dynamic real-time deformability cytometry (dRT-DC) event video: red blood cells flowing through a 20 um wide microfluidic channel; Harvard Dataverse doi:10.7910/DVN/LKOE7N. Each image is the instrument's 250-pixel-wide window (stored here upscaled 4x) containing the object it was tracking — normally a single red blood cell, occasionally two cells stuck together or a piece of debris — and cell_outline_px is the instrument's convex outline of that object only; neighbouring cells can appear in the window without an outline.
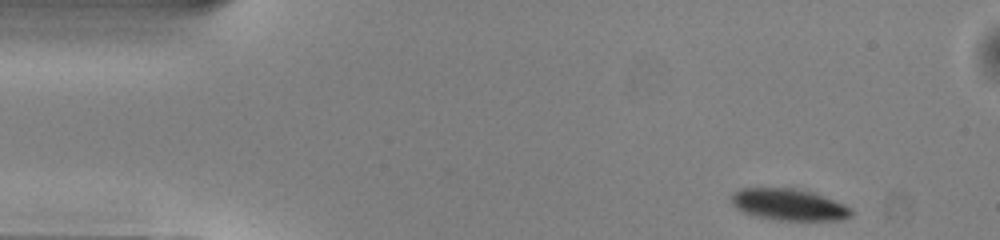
{"species": "common noctule bat (a hibernating species)", "species_latin": "Nyctalus noctula", "temperature_condition": "warm", "stored_images_in_passage": 47, "camera_frame_rate_fps": 3000, "um_per_image_px": 0.085, "animal": {"sex": "male", "body_mass_g": 13.0, "forearm_length_mm": 53.1}, "frame": {"image": 1, "passage_image": 1, "time_ms": 0.0, "image_size_px": [1000, 240], "cell_outline_px": [[852, 216], [840, 220], [780, 220], [756, 216], [744, 212], [736, 208], [732, 204], [732, 192], [740, 188], [792, 188], [812, 192], [824, 196], [844, 204], [852, 208]], "centroid_in_image_um": [67.06, 17.39], "position_along_channel_um": 17.9, "area_um2": 22.02}}
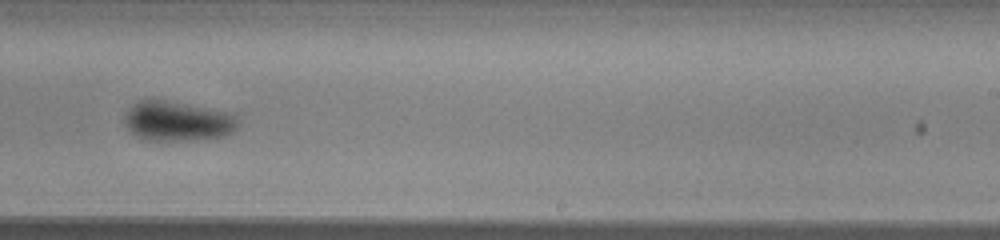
{"frame": {"image": 2, "passage_image": 27, "time_ms": 8.667, "image_size_px": [1000, 240], "cell_outline_px": [[240, 124], [232, 132], [224, 136], [204, 140], [144, 140], [136, 136], [128, 128], [124, 120], [124, 116], [128, 108], [132, 104], [140, 100], [164, 100], [228, 112], [236, 116], [240, 120]], "centroid_in_image_um": [15.1, 10.31], "position_along_channel_um": 273.9, "area_um2": 26.41}}
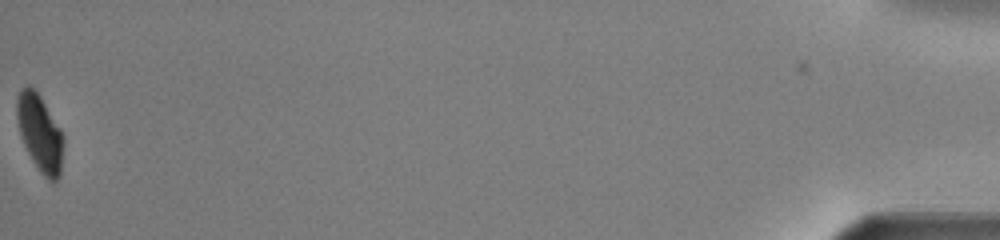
{"frame": {"image": 3, "passage_image": 47, "time_ms": 15.333, "image_size_px": [1000, 240], "cell_outline_px": [[64, 144], [60, 176], [56, 180], [48, 180], [40, 172], [32, 160], [20, 136], [16, 112], [16, 100], [20, 92], [28, 84], [40, 96], [60, 128], [64, 136]], "centroid_in_image_um": [3.4, 11.33], "position_along_channel_um": 431.8, "area_um2": 20.69}, "authors_computed_cell_mechanics": {"area_um2": 24.3916, "velocity_mm_per_s": 3.998, "shape_relaxation_time_tau1_ms": 2.4665, "shape_relaxation_time_tau2_ms": null, "deformation_change_tau1": 0.0889, "deformation_change_tau2": null}}